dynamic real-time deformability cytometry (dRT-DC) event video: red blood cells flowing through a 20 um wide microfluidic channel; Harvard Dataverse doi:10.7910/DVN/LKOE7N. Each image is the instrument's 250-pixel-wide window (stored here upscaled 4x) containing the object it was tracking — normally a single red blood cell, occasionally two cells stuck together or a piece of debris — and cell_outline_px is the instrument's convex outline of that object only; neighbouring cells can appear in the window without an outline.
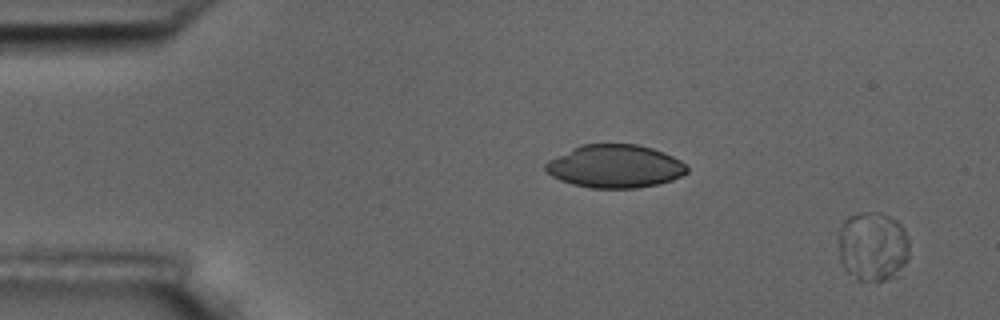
{"species": "common noctule bat (a hibernating species)", "species_latin": "Nyctalus noctula", "temperature_condition": "room temperature", "stored_images_in_passage": 11, "camera_frame_rate_fps": 3000, "um_per_image_px": 0.085, "animal": {"sex": "male", "body_mass_g": 17.5, "forearm_length_mm": 52.3}, "frame": {"image": 1, "passage_image": 1, "time_ms": 0.0, "image_size_px": [1000, 320], "cell_outline_px": [[908, 256], [900, 276], [884, 280], [856, 280], [844, 268], [840, 260], [836, 232], [844, 220], [848, 216], [860, 212], [880, 212], [896, 220], [904, 228], [908, 240]], "centroid_in_image_um": [74.16, 20.94], "position_along_channel_um": 10.8, "area_um2": 29.42}}
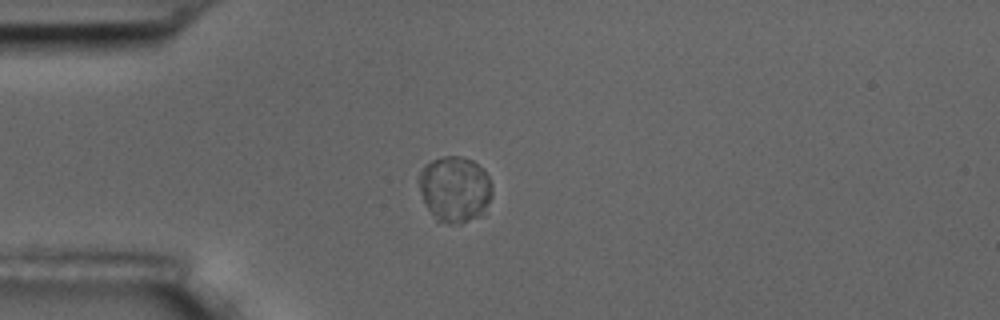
{"frame": {"image": 2, "passage_image": 4, "time_ms": 4.333, "image_size_px": [1000, 320], "cell_outline_px": [[492, 196], [484, 216], [460, 224], [448, 224], [436, 220], [424, 204], [420, 192], [420, 172], [424, 164], [432, 160], [444, 156], [460, 156], [472, 160], [484, 168], [492, 184]], "centroid_in_image_um": [38.7, 16.1], "position_along_channel_um": 46.3, "area_um2": 28.78}}